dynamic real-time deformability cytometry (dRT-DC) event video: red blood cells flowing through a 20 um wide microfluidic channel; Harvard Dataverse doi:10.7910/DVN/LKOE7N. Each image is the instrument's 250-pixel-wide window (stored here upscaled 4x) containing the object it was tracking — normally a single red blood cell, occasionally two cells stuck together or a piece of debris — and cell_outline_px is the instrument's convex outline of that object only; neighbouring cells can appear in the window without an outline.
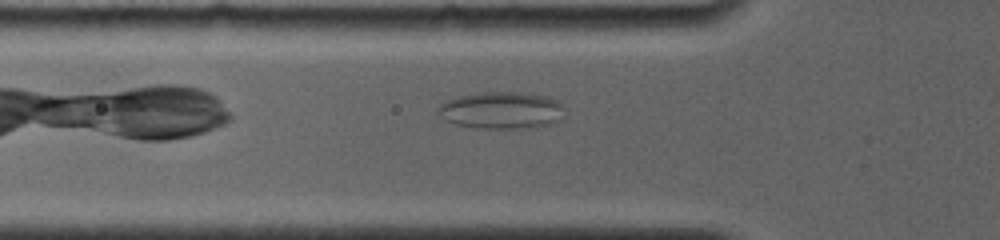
{"species": "common noctule bat (a hibernating species)", "species_latin": "Nyctalus noctula", "temperature_condition": "room temperature", "stored_images_in_passage": 10, "camera_frame_rate_fps": 4000, "um_per_image_px": 0.085, "animal": {"sex": "female", "body_mass_g": 19.0, "forearm_length_mm": 56.7}, "frame": {"image": 1, "passage_image": 7, "time_ms": 3.0, "image_size_px": [1000, 240], "cell_outline_px": [[564, 108], [556, 120], [548, 124], [536, 128], [476, 128], [456, 124], [444, 120], [436, 112], [440, 104], [448, 100], [460, 96], [484, 92], [520, 92], [548, 96], [560, 100]], "centroid_in_image_um": [42.61, 9.37], "position_along_channel_um": 83.2, "area_um2": 27.28}}
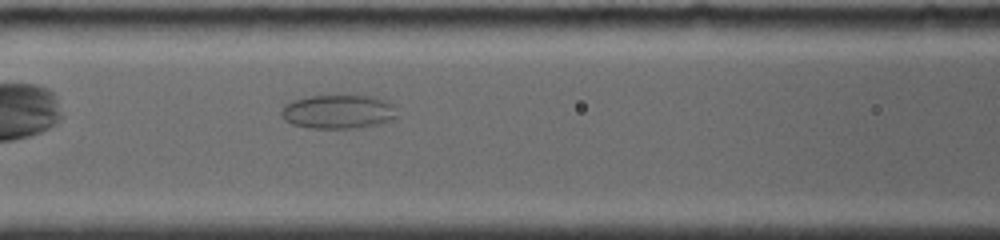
{"frame": {"image": 2, "passage_image": 10, "time_ms": 4.5, "image_size_px": [1000, 240], "cell_outline_px": [[396, 116], [388, 120], [372, 124], [352, 128], [308, 128], [292, 124], [284, 120], [280, 112], [284, 104], [292, 100], [308, 96], [376, 96], [388, 100], [392, 104]], "centroid_in_image_um": [28.67, 9.48], "position_along_channel_um": 137.9, "area_um2": 22.66}}